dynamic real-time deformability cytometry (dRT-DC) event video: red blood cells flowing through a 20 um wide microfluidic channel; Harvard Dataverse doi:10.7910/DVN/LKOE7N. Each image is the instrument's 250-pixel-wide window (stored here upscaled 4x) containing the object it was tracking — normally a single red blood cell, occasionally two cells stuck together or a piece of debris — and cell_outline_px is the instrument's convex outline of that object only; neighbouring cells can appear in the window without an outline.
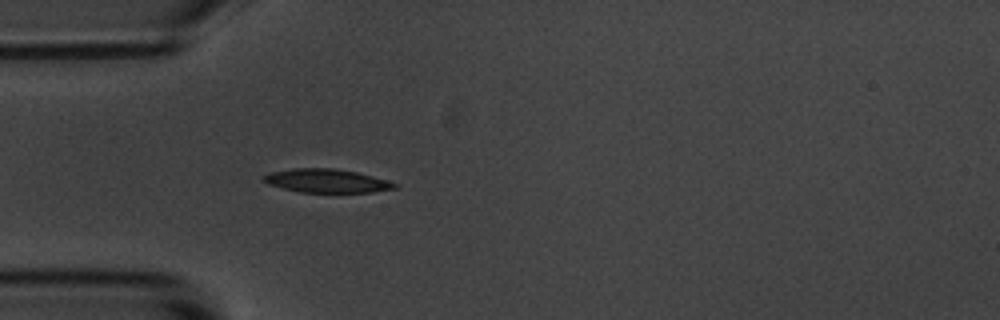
{"species": "common noctule bat (a hibernating species)", "species_latin": "Nyctalus noctula", "temperature_condition": "room temperature", "stored_images_in_passage": 40, "camera_frame_rate_fps": 3000, "um_per_image_px": 0.085, "animal": {"sex": "male", "body_mass_g": 20.1, "forearm_length_mm": 53.5}, "frame": {"image": 1, "passage_image": 1, "time_ms": 0.0, "image_size_px": [1000, 320], "cell_outline_px": [[400, 188], [372, 192], [300, 192], [268, 184], [260, 180], [268, 172], [292, 168], [332, 168], [356, 172], [372, 176], [400, 184]], "centroid_in_image_um": [27.77, 15.37], "position_along_channel_um": 57.2, "area_um2": 18.09}}
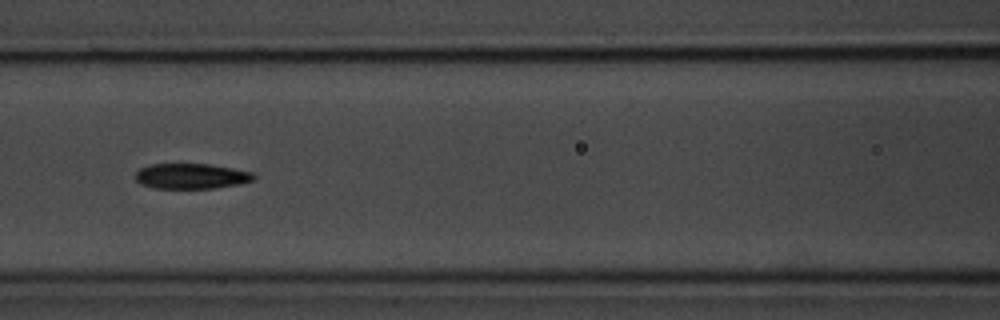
{"frame": {"image": 2, "passage_image": 9, "time_ms": 2.667, "image_size_px": [1000, 320], "cell_outline_px": [[256, 176], [252, 180], [240, 184], [216, 188], [152, 188], [140, 184], [136, 180], [136, 172], [140, 168], [152, 164], [208, 164], [232, 168], [252, 172]], "centroid_in_image_um": [16.25, 14.98], "position_along_channel_um": 150.4, "area_um2": 17.46}}
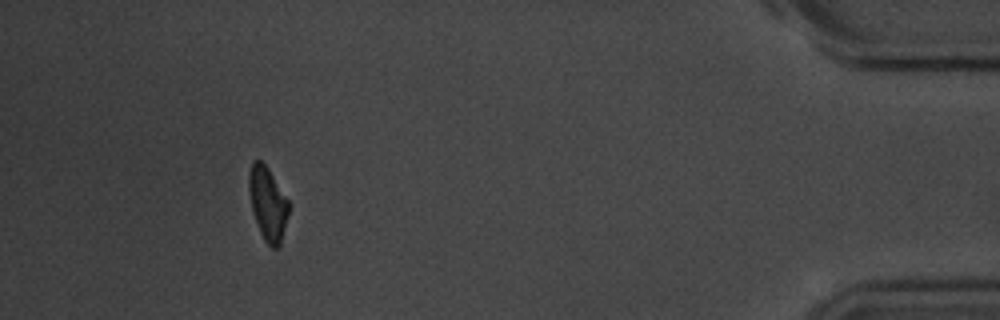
{"frame": {"image": 3, "passage_image": 36, "time_ms": 11.667, "image_size_px": [1000, 320], "cell_outline_px": [[288, 216], [280, 244], [276, 248], [272, 248], [264, 240], [260, 232], [252, 212], [248, 188], [248, 172], [252, 160], [260, 160], [268, 168], [288, 200]], "centroid_in_image_um": [22.73, 17.28], "position_along_channel_um": 412.5, "area_um2": 16.99}, "authors_computed_cell_mechanics": {"area_um2": 17.918, "velocity_mm_per_s": 3.6025, "shape_relaxation_time_tau1_ms": 3.7761, "shape_relaxation_time_tau2_ms": 7.5721, "deformation_change_tau1": 0.1596, "deformation_change_tau2": 0.1387}}